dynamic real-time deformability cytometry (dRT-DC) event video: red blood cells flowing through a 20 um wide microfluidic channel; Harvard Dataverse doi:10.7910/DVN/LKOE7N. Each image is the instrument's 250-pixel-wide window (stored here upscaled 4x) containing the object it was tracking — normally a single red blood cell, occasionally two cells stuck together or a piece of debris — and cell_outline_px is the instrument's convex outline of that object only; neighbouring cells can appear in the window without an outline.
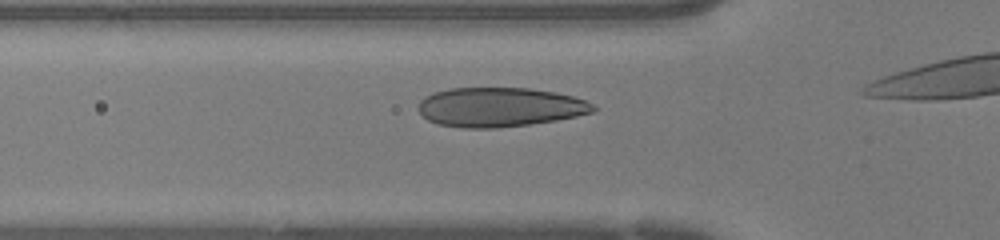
{"species": "human", "species_latin": "Homo sapiens", "temperature_condition": "warm", "stored_images_in_passage": 9, "camera_frame_rate_fps": 3000, "um_per_image_px": 0.085, "donor": {"sex": "female"}, "frame": {"image": 1, "passage_image": 4, "time_ms": 1.0, "image_size_px": [1000, 240], "cell_outline_px": [[596, 108], [592, 112], [576, 116], [556, 120], [528, 124], [496, 128], [464, 128], [436, 124], [428, 120], [420, 112], [420, 100], [424, 96], [448, 88], [528, 88], [556, 92], [572, 96], [584, 100], [592, 104]], "centroid_in_image_um": [42.46, 9.1], "position_along_channel_um": 83.3, "area_um2": 39.88}}
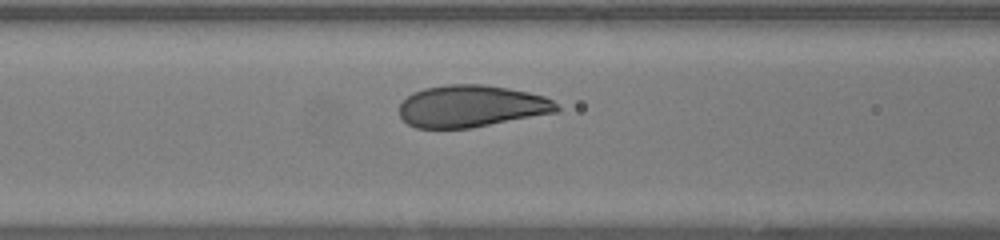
{"frame": {"image": 2, "passage_image": 7, "time_ms": 2.0, "image_size_px": [1000, 240], "cell_outline_px": [[560, 108], [556, 112], [472, 128], [416, 128], [408, 124], [400, 116], [400, 104], [408, 96], [424, 88], [448, 84], [484, 84], [508, 88], [528, 92], [544, 96], [552, 100]], "centroid_in_image_um": [40.06, 9.03], "position_along_channel_um": 126.5, "area_um2": 38.38}}